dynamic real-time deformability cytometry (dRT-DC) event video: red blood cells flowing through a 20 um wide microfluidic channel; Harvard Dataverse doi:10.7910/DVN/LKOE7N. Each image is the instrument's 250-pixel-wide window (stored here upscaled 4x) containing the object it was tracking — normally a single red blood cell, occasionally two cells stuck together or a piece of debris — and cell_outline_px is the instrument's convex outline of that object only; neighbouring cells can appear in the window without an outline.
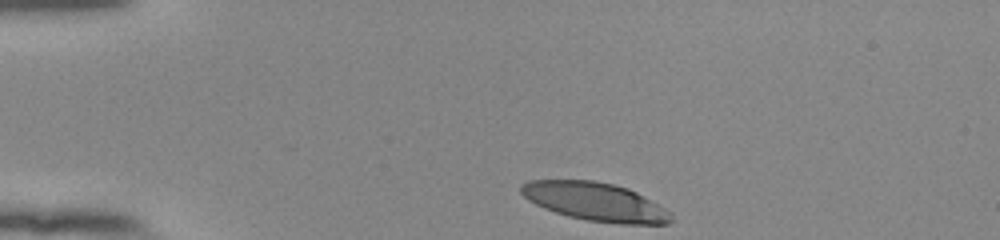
{"species": "human", "species_latin": "Homo sapiens", "temperature_condition": "room temperature", "stored_images_in_passage": 35, "camera_frame_rate_fps": 3000, "um_per_image_px": 0.085, "donor": {"sex": "female"}, "frame": {"image": 1, "passage_image": 1, "time_ms": 0.0, "image_size_px": [1000, 240], "cell_outline_px": [[672, 220], [668, 224], [620, 224], [588, 220], [568, 216], [544, 208], [528, 200], [520, 192], [520, 184], [528, 180], [596, 180], [628, 188], [644, 196], [664, 208], [672, 216]], "centroid_in_image_um": [50.57, 17.14], "position_along_channel_um": 34.4, "area_um2": 33.47}}
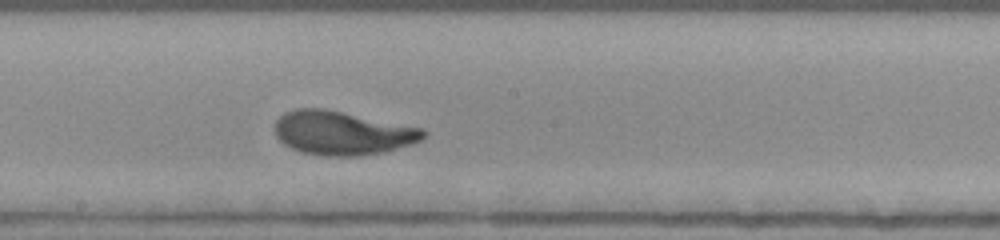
{"frame": {"image": 2, "passage_image": 20, "time_ms": 6.333, "image_size_px": [1000, 240], "cell_outline_px": [[428, 132], [420, 140], [412, 144], [384, 152], [360, 156], [324, 156], [300, 152], [284, 144], [276, 136], [276, 120], [284, 112], [296, 108], [324, 108], [424, 128]], "centroid_in_image_um": [29.11, 11.3], "position_along_channel_um": 219.1, "area_um2": 38.09}}
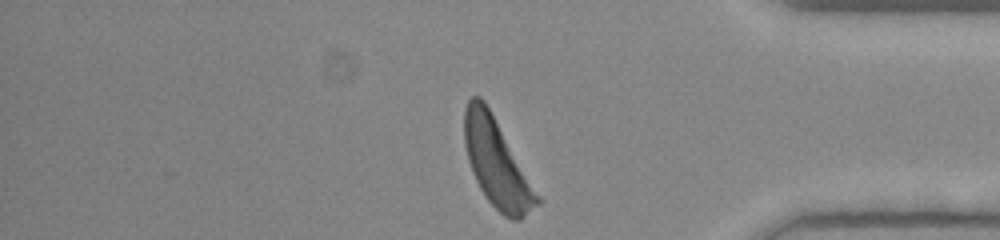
{"frame": {"image": 3, "passage_image": 35, "time_ms": 11.333, "image_size_px": [1000, 240], "cell_outline_px": [[544, 200], [540, 204], [520, 220], [512, 220], [504, 216], [488, 200], [480, 188], [472, 172], [468, 160], [464, 144], [464, 108], [468, 100], [472, 96], [480, 96], [484, 100]], "centroid_in_image_um": [42.26, 13.89], "position_along_channel_um": 392.9, "area_um2": 37.4}, "authors_computed_cell_mechanics": {"area_um2": 36.3562, "velocity_mm_per_s": 3.8501, "shape_relaxation_time_tau1_ms": 3.4669, "shape_relaxation_time_tau2_ms": 0.8555, "deformation_change_tau1": 0.2158, "deformation_change_tau2": 0.0756}}